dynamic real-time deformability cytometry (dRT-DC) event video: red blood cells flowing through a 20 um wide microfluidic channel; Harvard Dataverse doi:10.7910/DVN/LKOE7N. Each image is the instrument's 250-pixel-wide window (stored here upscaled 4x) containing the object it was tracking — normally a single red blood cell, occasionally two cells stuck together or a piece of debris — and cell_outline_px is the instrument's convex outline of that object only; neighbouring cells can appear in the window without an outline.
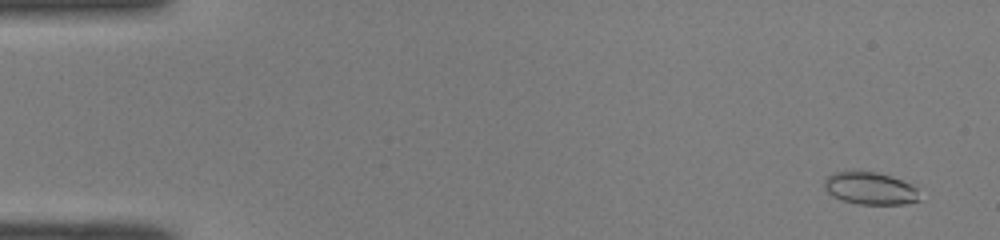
{"species": "common noctule bat (a hibernating species)", "species_latin": "Nyctalus noctula", "temperature_condition": "room temperature", "stored_images_in_passage": 15, "camera_frame_rate_fps": 3000, "um_per_image_px": 0.085, "animal": {"sex": "male", "body_mass_g": 19.0, "forearm_length_mm": 50.8}, "frame": {"image": 1, "passage_image": 3, "time_ms": 0.667, "image_size_px": [1000, 240], "cell_outline_px": [[920, 200], [904, 204], [860, 204], [844, 200], [832, 196], [824, 188], [824, 176], [832, 172], [876, 172], [900, 180], [916, 188]], "centroid_in_image_um": [73.9, 16.01], "position_along_channel_um": 11.1, "area_um2": 17.69}}